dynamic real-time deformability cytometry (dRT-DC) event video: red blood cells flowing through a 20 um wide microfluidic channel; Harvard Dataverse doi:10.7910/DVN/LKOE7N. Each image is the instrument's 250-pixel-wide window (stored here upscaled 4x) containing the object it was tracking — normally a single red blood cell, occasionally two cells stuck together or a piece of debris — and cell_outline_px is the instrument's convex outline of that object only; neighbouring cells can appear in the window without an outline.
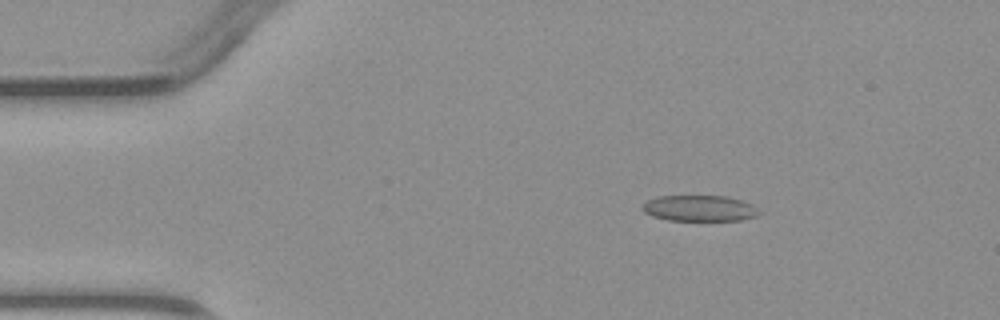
{"species": "common noctule bat (a hibernating species)", "species_latin": "Nyctalus noctula", "temperature_condition": "warm", "stored_images_in_passage": 4, "camera_frame_rate_fps": 3000, "um_per_image_px": 0.085, "animal": {"sex": "male", "body_mass_g": 23.1, "forearm_length_mm": 52.7}, "frame": {"image": 1, "passage_image": 2, "time_ms": 1.0, "image_size_px": [1000, 320], "cell_outline_px": [[760, 212], [756, 216], [740, 220], [668, 220], [652, 216], [644, 212], [640, 208], [640, 204], [656, 196], [728, 196], [752, 204]], "centroid_in_image_um": [59.4, 17.7], "position_along_channel_um": 25.6, "area_um2": 17.69}}
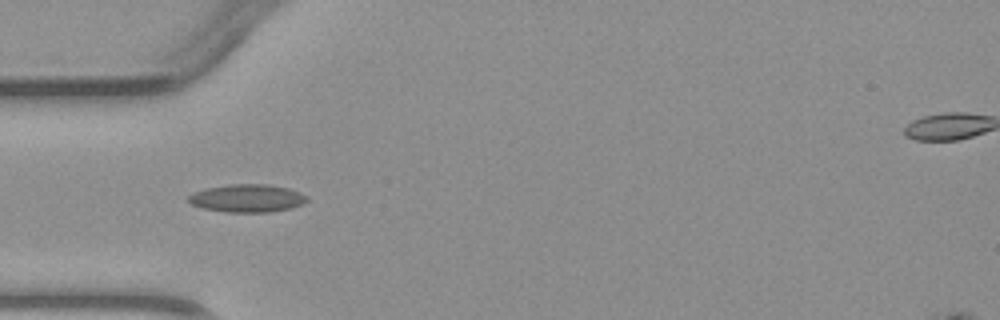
{"frame": {"image": 2, "passage_image": 4, "time_ms": 3.333, "image_size_px": [1000, 320], "cell_outline_px": [[308, 200], [300, 204], [288, 208], [268, 212], [224, 212], [204, 208], [192, 204], [188, 200], [188, 196], [192, 192], [204, 188], [232, 184], [264, 184], [288, 188], [300, 192], [308, 196]], "centroid_in_image_um": [20.98, 16.84], "position_along_channel_um": 64.0, "area_um2": 19.13}}